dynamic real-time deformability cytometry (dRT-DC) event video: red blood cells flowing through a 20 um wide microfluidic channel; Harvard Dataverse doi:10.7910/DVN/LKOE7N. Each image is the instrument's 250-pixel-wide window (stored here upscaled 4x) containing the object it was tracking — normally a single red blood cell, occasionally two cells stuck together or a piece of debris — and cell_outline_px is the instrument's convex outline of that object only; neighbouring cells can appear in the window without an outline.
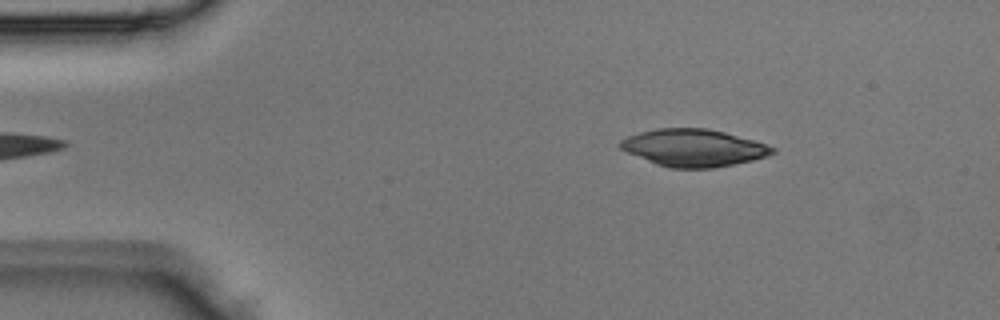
{"species": "Egyptian fruit bat (a non-hibernating species)", "species_latin": "Rousettus aegyptiacus", "temperature_condition": "room temperature", "stored_images_in_passage": 2, "camera_frame_rate_fps": 3000, "um_per_image_px": 0.085, "animal": {"sex": "male"}, "frame": {"image": 1, "passage_image": 1, "time_ms": 0.0, "image_size_px": [1000, 320], "cell_outline_px": [[776, 152], [768, 156], [752, 160], [712, 168], [668, 168], [656, 164], [628, 152], [620, 148], [616, 144], [620, 140], [628, 136], [640, 132], [656, 128], [708, 128], [724, 132], [752, 140], [776, 148]], "centroid_in_image_um": [58.93, 12.56], "position_along_channel_um": 26.1, "area_um2": 32.89}}